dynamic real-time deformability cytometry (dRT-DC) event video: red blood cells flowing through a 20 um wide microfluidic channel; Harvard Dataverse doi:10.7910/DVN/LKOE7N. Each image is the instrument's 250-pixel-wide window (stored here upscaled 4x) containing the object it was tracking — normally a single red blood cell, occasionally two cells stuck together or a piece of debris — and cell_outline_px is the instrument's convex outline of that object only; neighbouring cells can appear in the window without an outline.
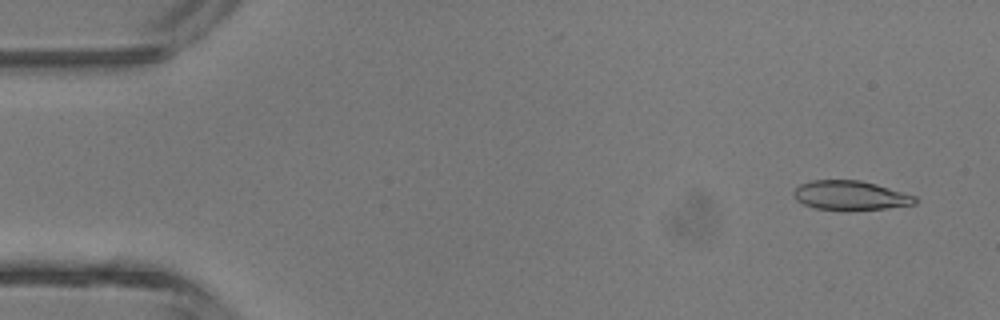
{"species": "common noctule bat (a hibernating species)", "species_latin": "Nyctalus noctula", "temperature_condition": "room temperature", "stored_images_in_passage": 6, "camera_frame_rate_fps": 3000, "um_per_image_px": 0.085, "animal": {"sex": "male", "body_mass_g": 13.3}, "frame": {"image": 1, "passage_image": 1, "time_ms": 0.0, "image_size_px": [1000, 320], "cell_outline_px": [[920, 200], [916, 204], [888, 208], [848, 212], [816, 208], [804, 204], [796, 200], [792, 196], [792, 192], [800, 184], [812, 180], [860, 180], [876, 184], [916, 196]], "centroid_in_image_um": [72.29, 16.64], "position_along_channel_um": 12.7, "area_um2": 21.27}}
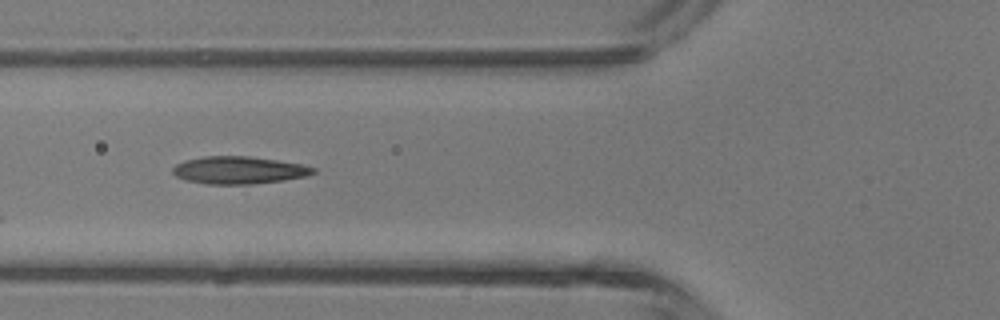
{"frame": {"image": 2, "passage_image": 5, "time_ms": 4.667, "image_size_px": [1000, 320], "cell_outline_px": [[316, 172], [308, 176], [284, 180], [252, 184], [208, 184], [184, 180], [176, 176], [172, 172], [172, 168], [176, 164], [184, 160], [204, 156], [248, 156], [276, 160], [300, 164], [316, 168]], "centroid_in_image_um": [20.28, 14.46], "position_along_channel_um": 105.5, "area_um2": 22.54}}
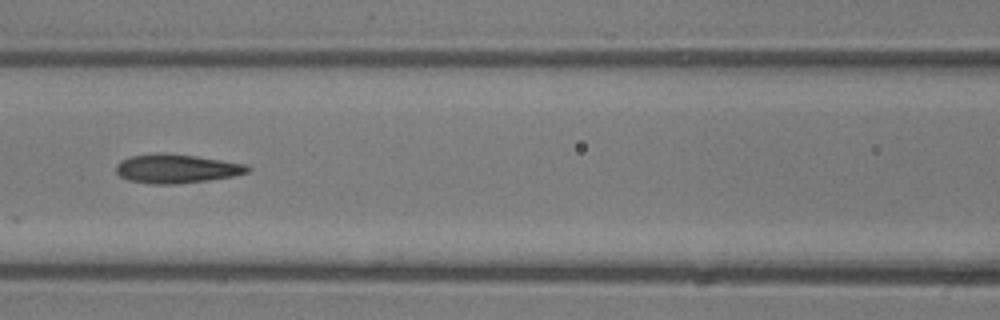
{"frame": {"image": 3, "passage_image": 6, "time_ms": 5.667, "image_size_px": [1000, 320], "cell_outline_px": [[252, 168], [248, 172], [232, 176], [208, 180], [176, 184], [152, 184], [128, 180], [120, 176], [116, 172], [116, 164], [120, 160], [128, 156], [156, 152], [164, 152], [196, 156], [244, 164]], "centroid_in_image_um": [14.94, 14.32], "position_along_channel_um": 151.7, "area_um2": 22.31}}